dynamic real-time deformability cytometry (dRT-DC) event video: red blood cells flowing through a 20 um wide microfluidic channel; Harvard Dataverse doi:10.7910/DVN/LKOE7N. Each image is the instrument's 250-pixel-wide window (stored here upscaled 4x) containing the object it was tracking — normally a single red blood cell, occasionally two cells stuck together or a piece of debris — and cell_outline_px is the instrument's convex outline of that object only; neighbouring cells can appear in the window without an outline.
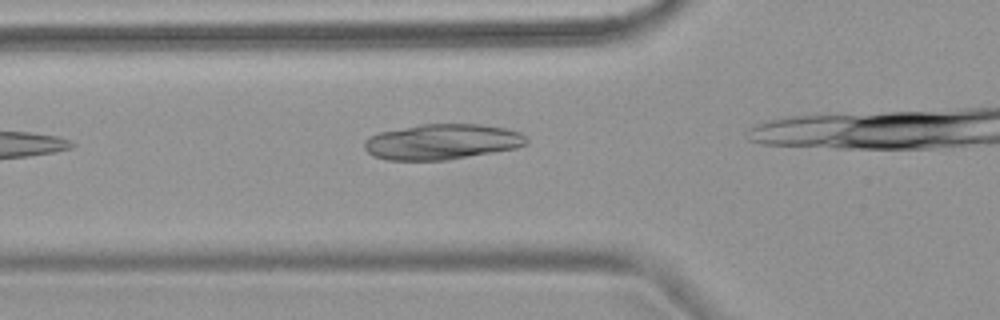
{"species": "common noctule bat (a hibernating species)", "species_latin": "Nyctalus noctula", "temperature_condition": "warm", "stored_images_in_passage": 5, "camera_frame_rate_fps": 3000, "um_per_image_px": 0.085, "animal": {"sex": "female", "body_mass_g": 18.4}, "frame": {"image": 1, "passage_image": 4, "time_ms": 3.667, "image_size_px": [1000, 320], "cell_outline_px": [[528, 140], [524, 144], [516, 148], [444, 160], [388, 160], [372, 156], [364, 148], [364, 140], [368, 136], [380, 132], [420, 124], [480, 124], [504, 128], [520, 132]], "centroid_in_image_um": [37.51, 12.05], "position_along_channel_um": 88.3, "area_um2": 33.35}}